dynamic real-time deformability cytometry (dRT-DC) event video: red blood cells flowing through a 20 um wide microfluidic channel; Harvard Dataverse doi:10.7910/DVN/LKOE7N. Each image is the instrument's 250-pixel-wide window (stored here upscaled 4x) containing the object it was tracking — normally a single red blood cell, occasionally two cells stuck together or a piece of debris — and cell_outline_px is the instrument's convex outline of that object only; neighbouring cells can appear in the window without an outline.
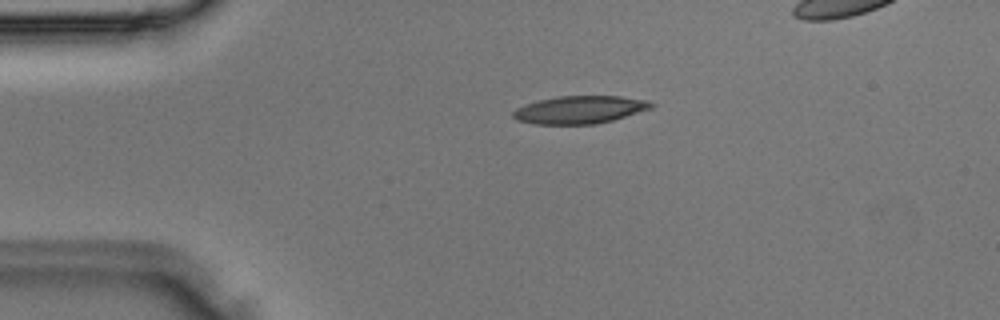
{"species": "Egyptian fruit bat (a non-hibernating species)", "species_latin": "Rousettus aegyptiacus", "temperature_condition": "room temperature", "stored_images_in_passage": 2, "camera_frame_rate_fps": 3000, "um_per_image_px": 0.085, "animal": {"sex": "male"}, "frame": {"image": 1, "passage_image": 1, "time_ms": 0.0, "image_size_px": [1000, 320], "cell_outline_px": [[656, 104], [652, 108], [612, 120], [596, 124], [532, 124], [516, 120], [512, 116], [512, 112], [516, 108], [540, 100], [560, 96], [620, 96], [648, 100]], "centroid_in_image_um": [49.29, 9.33], "position_along_channel_um": 35.7, "area_um2": 22.25}}